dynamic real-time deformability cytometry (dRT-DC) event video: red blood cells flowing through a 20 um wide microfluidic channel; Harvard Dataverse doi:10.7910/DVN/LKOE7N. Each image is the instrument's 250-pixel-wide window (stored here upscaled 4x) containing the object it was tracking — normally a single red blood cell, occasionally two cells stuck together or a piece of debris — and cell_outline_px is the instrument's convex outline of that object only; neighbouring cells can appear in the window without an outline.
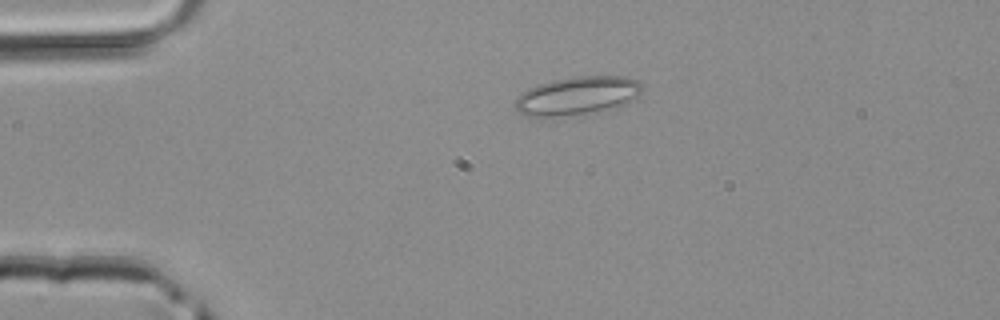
{"species": "common noctule bat (a hibernating species)", "species_latin": "Nyctalus noctula", "temperature_condition": "room temperature", "stored_images_in_passage": 3, "camera_frame_rate_fps": 3000, "um_per_image_px": 0.085, "animal": {"sex": "male", "body_mass_g": 20.4}, "frame": {"image": 1, "passage_image": 2, "time_ms": 0.333, "image_size_px": [1000, 320], "cell_outline_px": [[640, 92], [628, 104], [620, 108], [608, 112], [540, 120], [524, 116], [516, 108], [516, 100], [528, 88], [552, 80], [576, 76], [628, 76], [640, 80]], "centroid_in_image_um": [49.09, 8.21], "position_along_channel_um": 35.9, "area_um2": 29.71}}